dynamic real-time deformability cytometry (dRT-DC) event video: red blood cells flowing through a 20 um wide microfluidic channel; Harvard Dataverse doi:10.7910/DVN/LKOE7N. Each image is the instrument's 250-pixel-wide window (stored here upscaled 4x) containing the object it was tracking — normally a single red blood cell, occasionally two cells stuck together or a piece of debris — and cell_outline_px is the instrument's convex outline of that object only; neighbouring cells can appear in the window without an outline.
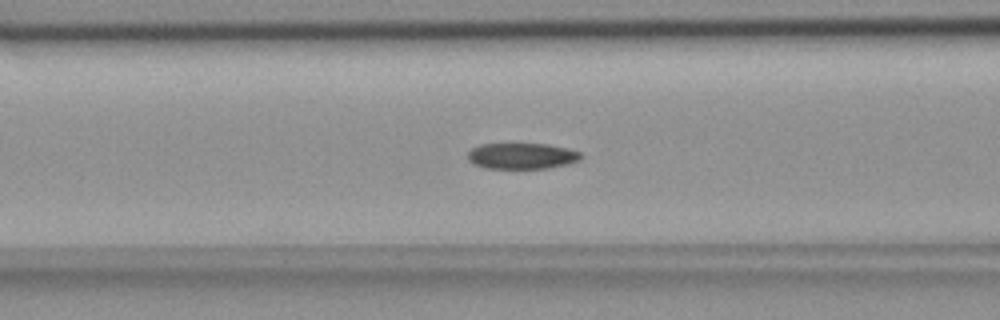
{"species": "common noctule bat (a hibernating species)", "species_latin": "Nyctalus noctula", "temperature_condition": "room temperature", "stored_images_in_passage": 54, "camera_frame_rate_fps": 3000, "um_per_image_px": 0.085, "animal": {"sex": "female", "body_mass_g": 18.4}, "frame": {"image": 1, "passage_image": 21, "time_ms": 6.667, "image_size_px": [1000, 320], "cell_outline_px": [[580, 160], [568, 164], [548, 168], [484, 168], [472, 164], [468, 160], [468, 152], [472, 148], [480, 144], [548, 144], [580, 152]], "centroid_in_image_um": [44.31, 13.26], "position_along_channel_um": 122.3, "area_um2": 17.05}}
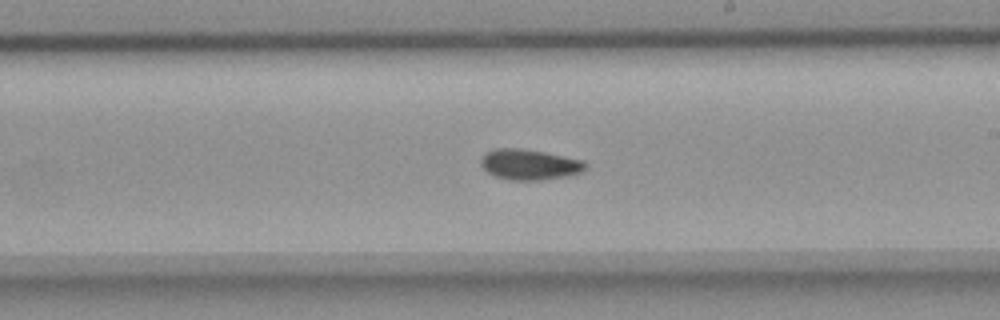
{"frame": {"image": 2, "passage_image": 31, "time_ms": 10.0, "image_size_px": [1000, 320], "cell_outline_px": [[588, 164], [580, 172], [568, 176], [540, 180], [508, 180], [496, 176], [488, 172], [480, 164], [480, 160], [484, 152], [496, 148], [520, 148], [544, 152], [584, 160]], "centroid_in_image_um": [44.98, 13.98], "position_along_channel_um": 244.0, "area_um2": 18.67}}
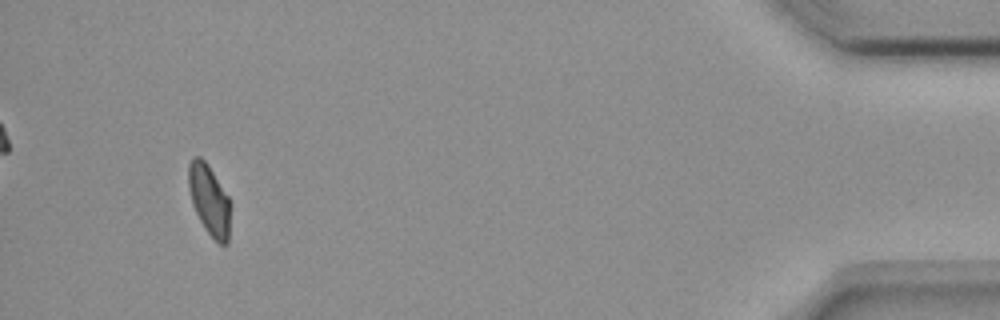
{"frame": {"image": 3, "passage_image": 51, "time_ms": 16.667, "image_size_px": [1000, 320], "cell_outline_px": [[228, 244], [220, 244], [204, 228], [192, 204], [188, 188], [188, 164], [192, 156], [200, 156], [208, 164], [228, 196]], "centroid_in_image_um": [17.73, 16.93], "position_along_channel_um": 417.5, "area_um2": 16.88}, "authors_computed_cell_mechanics": {"area_um2": 18.207, "velocity_mm_per_s": 3.6653, "shape_relaxation_time_tau1_ms": null, "shape_relaxation_time_tau2_ms": 3.8275, "deformation_change_tau1": null, "deformation_change_tau2": 0.0745}}